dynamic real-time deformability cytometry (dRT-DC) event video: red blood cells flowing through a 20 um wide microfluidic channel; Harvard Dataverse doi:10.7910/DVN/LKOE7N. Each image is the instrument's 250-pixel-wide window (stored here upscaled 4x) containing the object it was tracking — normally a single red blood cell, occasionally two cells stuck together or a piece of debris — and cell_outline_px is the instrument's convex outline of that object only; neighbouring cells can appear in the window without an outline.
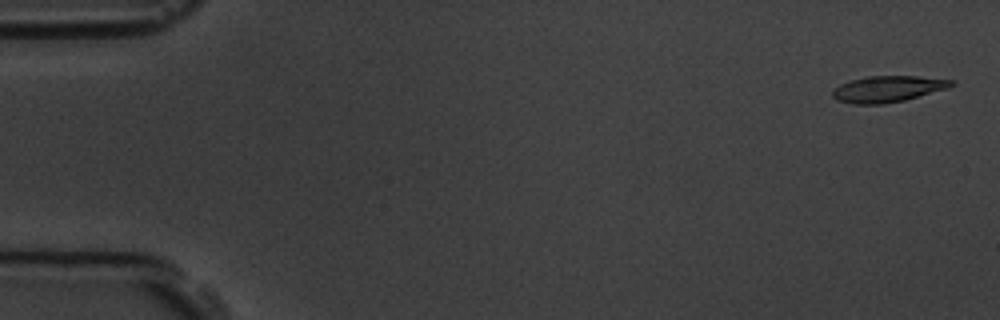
{"species": "common noctule bat (a hibernating species)", "species_latin": "Nyctalus noctula", "temperature_condition": "room temperature", "stored_images_in_passage": 8, "camera_frame_rate_fps": 3000, "um_per_image_px": 0.085, "animal": {"sex": "male", "body_mass_g": 19.5, "forearm_length_mm": 54.6}, "frame": {"image": 1, "passage_image": 1, "time_ms": 0.0, "image_size_px": [1000, 320], "cell_outline_px": [[956, 84], [948, 88], [904, 100], [884, 104], [856, 104], [836, 100], [832, 96], [832, 88], [840, 84], [852, 80], [868, 76], [916, 76], [956, 80]], "centroid_in_image_um": [75.46, 7.56], "position_along_channel_um": 9.5, "area_um2": 18.21}}
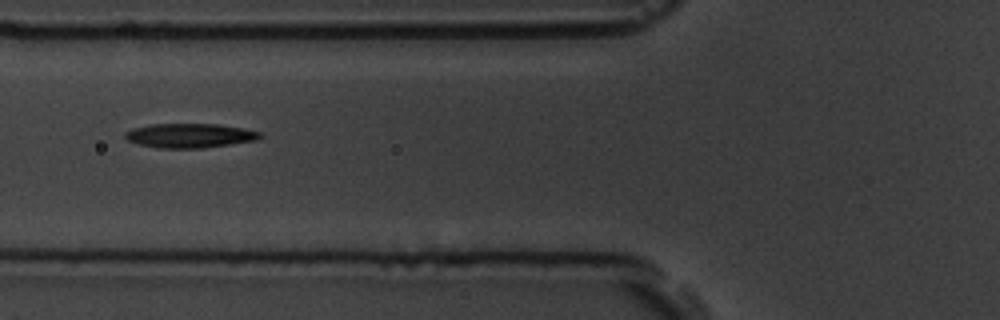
{"frame": {"image": 2, "passage_image": 6, "time_ms": 6.333, "image_size_px": [1000, 320], "cell_outline_px": [[264, 136], [256, 140], [204, 148], [160, 148], [140, 144], [128, 140], [124, 136], [124, 132], [132, 128], [148, 124], [220, 124], [244, 128], [260, 132]], "centroid_in_image_um": [16.14, 11.51], "position_along_channel_um": 109.7, "area_um2": 19.19}}
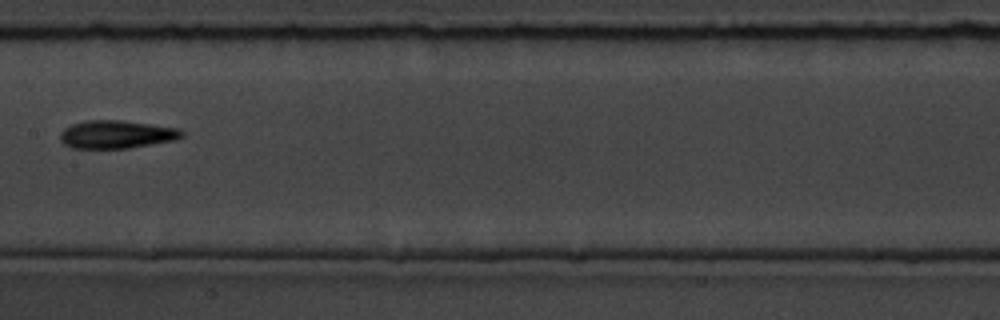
{"frame": {"image": 3, "passage_image": 8, "time_ms": 8.667, "image_size_px": [1000, 320], "cell_outline_px": [[184, 136], [176, 140], [128, 148], [72, 148], [64, 144], [60, 140], [60, 132], [64, 128], [72, 124], [84, 120], [120, 120], [180, 128], [184, 132]], "centroid_in_image_um": [9.91, 11.42], "position_along_channel_um": 197.5, "area_um2": 20.0}}